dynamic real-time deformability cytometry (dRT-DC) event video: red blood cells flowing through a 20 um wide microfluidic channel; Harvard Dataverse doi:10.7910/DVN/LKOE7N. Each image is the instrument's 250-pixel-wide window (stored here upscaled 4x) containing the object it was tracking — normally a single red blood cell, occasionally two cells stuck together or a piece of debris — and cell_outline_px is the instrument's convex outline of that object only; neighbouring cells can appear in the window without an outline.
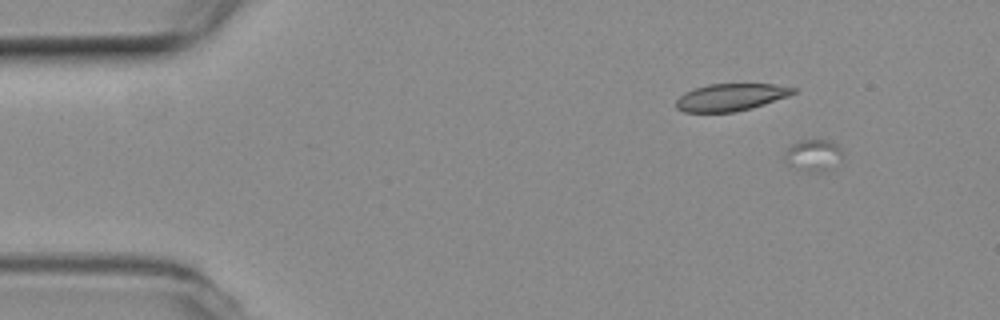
{"species": "common noctule bat (a hibernating species)", "species_latin": "Nyctalus noctula", "temperature_condition": "room temperature", "stored_images_in_passage": 17, "camera_frame_rate_fps": 3000, "um_per_image_px": 0.085, "animal": {"sex": "female", "body_mass_g": 19.3, "forearm_length_mm": 54.1}, "frame": {"image": 1, "passage_image": 6, "time_ms": 1.667, "image_size_px": [1000, 320], "cell_outline_px": [[840, 156], [824, 168], [816, 172], [808, 172], [788, 164], [784, 156], [784, 152], [792, 144], [800, 140], [816, 136], [832, 140], [840, 148]], "centroid_in_image_um": [69.04, 13.07], "position_along_channel_um": 16.0, "area_um2": 10.4}}